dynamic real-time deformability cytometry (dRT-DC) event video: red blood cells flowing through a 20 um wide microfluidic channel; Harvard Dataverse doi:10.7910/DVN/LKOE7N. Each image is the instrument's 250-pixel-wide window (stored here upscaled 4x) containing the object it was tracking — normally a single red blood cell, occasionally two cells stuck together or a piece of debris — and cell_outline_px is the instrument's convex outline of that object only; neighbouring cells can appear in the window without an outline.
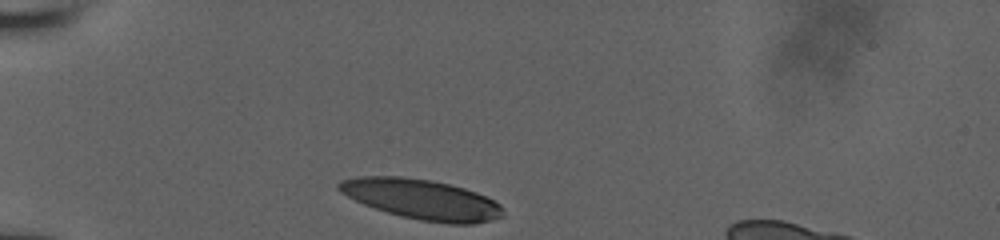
{"species": "human", "species_latin": "Homo sapiens", "temperature_condition": "room temperature", "stored_images_in_passage": 7, "camera_frame_rate_fps": 3000, "um_per_image_px": 0.085, "donor": {"sex": "male"}, "frame": {"image": 1, "passage_image": 1, "time_ms": 0.0, "image_size_px": [1000, 240], "cell_outline_px": [[504, 216], [492, 220], [476, 224], [448, 224], [420, 220], [400, 216], [364, 204], [340, 192], [336, 188], [336, 184], [340, 180], [356, 176], [400, 176], [432, 180], [464, 188], [476, 192], [500, 204], [504, 208]], "centroid_in_image_um": [35.85, 16.94], "position_along_channel_um": 49.2, "area_um2": 38.49}}